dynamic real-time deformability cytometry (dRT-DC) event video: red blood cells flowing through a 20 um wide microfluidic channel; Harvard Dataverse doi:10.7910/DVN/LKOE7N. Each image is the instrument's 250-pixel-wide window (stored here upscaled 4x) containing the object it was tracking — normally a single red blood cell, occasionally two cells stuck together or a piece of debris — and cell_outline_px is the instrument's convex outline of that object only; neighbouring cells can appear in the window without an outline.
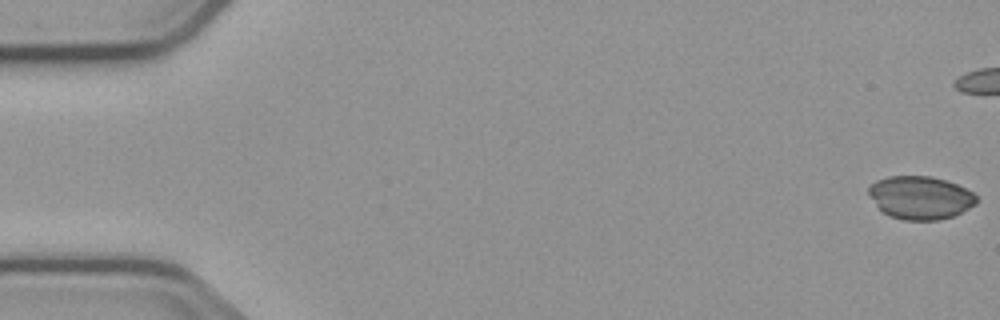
{"species": "common noctule bat (a hibernating species)", "species_latin": "Nyctalus noctula", "temperature_condition": "cold", "stored_images_in_passage": 4, "camera_frame_rate_fps": 3000, "um_per_image_px": 0.085, "animal": {"sex": "male", "body_mass_g": 23.1, "forearm_length_mm": 52.7}, "frame": {"image": 1, "passage_image": 1, "time_ms": 0.0, "image_size_px": [1000, 320], "cell_outline_px": [[976, 204], [952, 216], [940, 220], [904, 220], [888, 216], [876, 204], [868, 192], [868, 188], [876, 180], [888, 176], [932, 176], [948, 180], [972, 192], [976, 196]], "centroid_in_image_um": [78.22, 16.79], "position_along_channel_um": 6.8, "area_um2": 26.93}}